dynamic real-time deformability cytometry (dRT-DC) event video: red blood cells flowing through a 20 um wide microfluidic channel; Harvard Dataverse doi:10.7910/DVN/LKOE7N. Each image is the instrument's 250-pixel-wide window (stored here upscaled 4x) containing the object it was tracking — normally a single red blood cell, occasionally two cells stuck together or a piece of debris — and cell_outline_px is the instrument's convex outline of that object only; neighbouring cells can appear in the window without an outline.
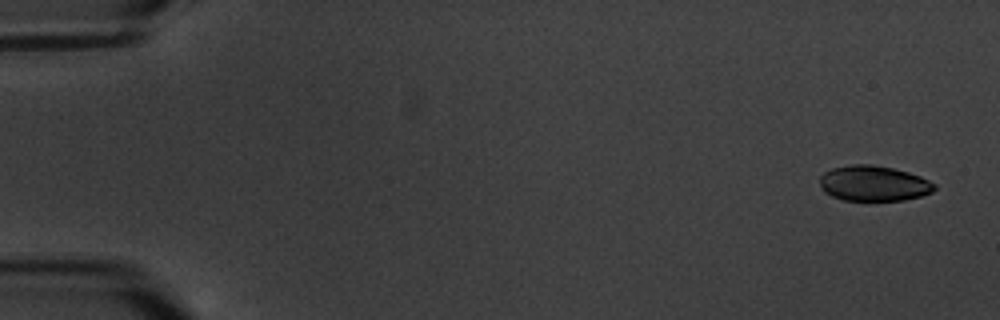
{"species": "common noctule bat (a hibernating species)", "species_latin": "Nyctalus noctula", "temperature_condition": "warm", "stored_images_in_passage": 8, "camera_frame_rate_fps": 3000, "um_per_image_px": 0.085, "animal": {"sex": "male", "body_mass_g": 20.1, "forearm_length_mm": 53.5}, "frame": {"image": 1, "passage_image": 1, "time_ms": 0.0, "image_size_px": [1000, 320], "cell_outline_px": [[936, 188], [932, 192], [920, 196], [904, 200], [844, 200], [832, 196], [824, 192], [820, 184], [820, 176], [824, 172], [832, 168], [852, 164], [872, 164], [892, 168], [908, 172], [920, 176], [936, 184]], "centroid_in_image_um": [74.26, 15.58], "position_along_channel_um": 10.7, "area_um2": 23.64}}
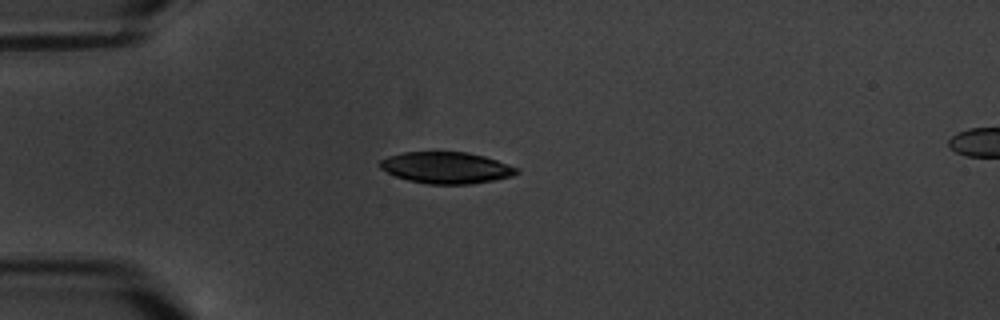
{"frame": {"image": 2, "passage_image": 5, "time_ms": 4.667, "image_size_px": [1000, 320], "cell_outline_px": [[520, 172], [512, 176], [492, 180], [468, 184], [428, 184], [408, 180], [396, 176], [380, 168], [380, 160], [388, 156], [404, 152], [468, 152], [484, 156], [496, 160], [516, 168]], "centroid_in_image_um": [37.91, 14.25], "position_along_channel_um": 47.1, "area_um2": 24.8}}
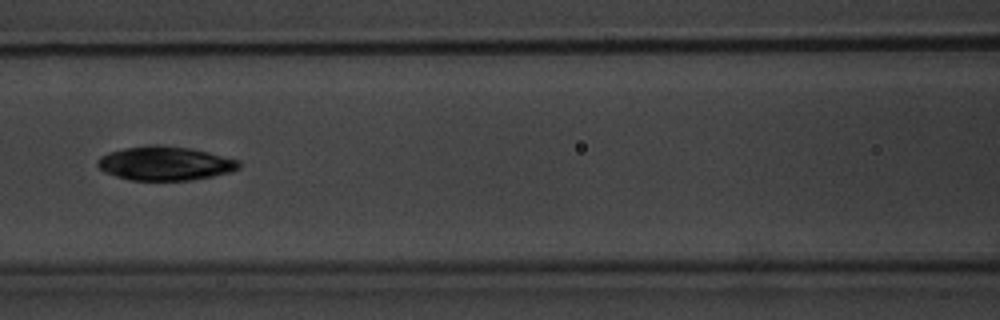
{"frame": {"image": 3, "passage_image": 8, "time_ms": 8.333, "image_size_px": [1000, 320], "cell_outline_px": [[240, 168], [232, 172], [192, 180], [128, 180], [104, 172], [96, 164], [96, 160], [100, 156], [108, 152], [124, 148], [152, 144], [160, 144], [188, 148], [208, 152], [240, 160]], "centroid_in_image_um": [14.02, 13.88], "position_along_channel_um": 152.6, "area_um2": 28.21}}